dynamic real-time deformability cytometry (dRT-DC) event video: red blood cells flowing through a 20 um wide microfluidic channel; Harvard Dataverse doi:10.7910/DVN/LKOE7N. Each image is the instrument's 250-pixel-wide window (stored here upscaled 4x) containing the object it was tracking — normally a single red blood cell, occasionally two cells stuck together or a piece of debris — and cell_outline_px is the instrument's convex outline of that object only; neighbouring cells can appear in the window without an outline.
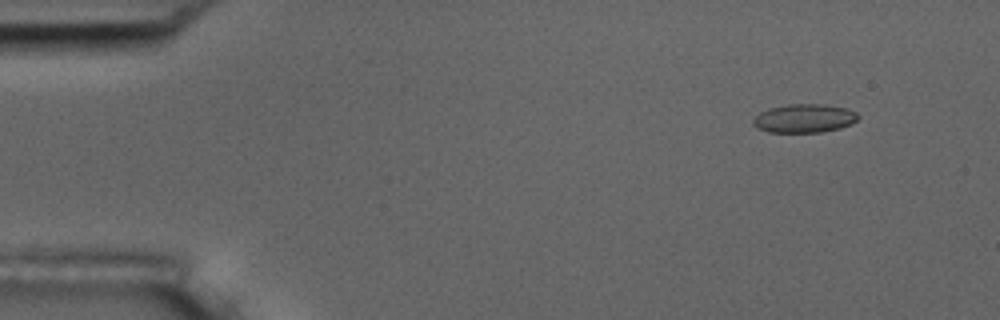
{"species": "common noctule bat (a hibernating species)", "species_latin": "Nyctalus noctula", "temperature_condition": "room temperature", "stored_images_in_passage": 55, "camera_frame_rate_fps": 3000, "um_per_image_px": 0.085, "animal": {"sex": "male", "body_mass_g": 17.5, "forearm_length_mm": 52.3}, "frame": {"image": 1, "passage_image": 6, "time_ms": 1.667, "image_size_px": [1000, 320], "cell_outline_px": [[860, 116], [856, 120], [840, 128], [820, 132], [768, 132], [756, 128], [752, 124], [752, 120], [760, 112], [768, 108], [788, 104], [824, 104], [848, 108], [856, 112]], "centroid_in_image_um": [68.33, 10.05], "position_along_channel_um": 16.7, "area_um2": 17.57}}
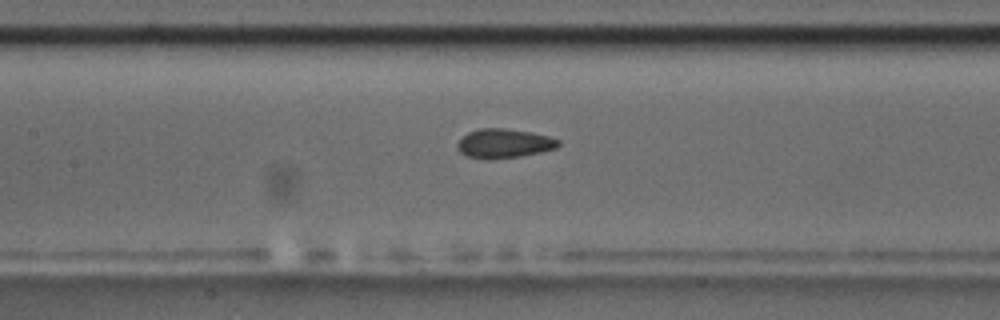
{"frame": {"image": 2, "passage_image": 26, "time_ms": 8.333, "image_size_px": [1000, 320], "cell_outline_px": [[560, 144], [556, 148], [540, 152], [520, 156], [468, 156], [460, 152], [456, 144], [468, 132], [480, 128], [504, 128], [532, 132], [548, 136], [560, 140]], "centroid_in_image_um": [42.89, 12.13], "position_along_channel_um": 164.5, "area_um2": 16.42}}
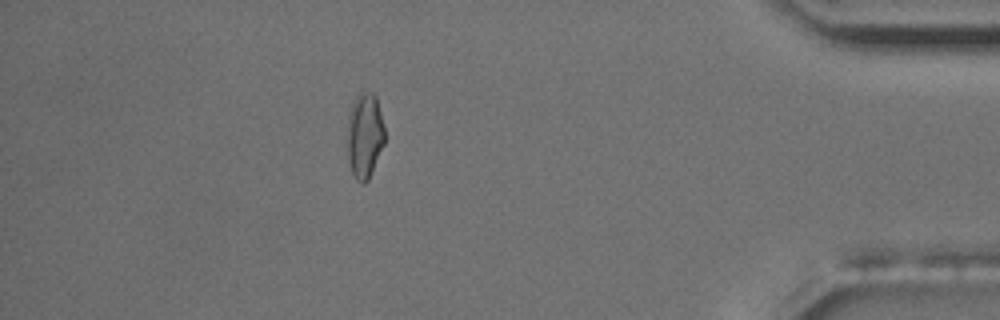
{"frame": {"image": 3, "passage_image": 49, "time_ms": 16.0, "image_size_px": [1000, 320], "cell_outline_px": [[384, 144], [368, 180], [364, 184], [360, 184], [356, 180], [352, 172], [348, 160], [348, 112], [356, 96], [360, 92], [372, 92], [376, 96], [384, 128]], "centroid_in_image_um": [30.99, 11.52], "position_along_channel_um": 404.2, "area_um2": 18.55}, "authors_computed_cell_mechanics": {"area_um2": 17.2244, "velocity_mm_per_s": 3.7076, "shape_relaxation_time_tau1_ms": null, "shape_relaxation_time_tau2_ms": 1.4623, "deformation_change_tau1": null, "deformation_change_tau2": 0.0679}}